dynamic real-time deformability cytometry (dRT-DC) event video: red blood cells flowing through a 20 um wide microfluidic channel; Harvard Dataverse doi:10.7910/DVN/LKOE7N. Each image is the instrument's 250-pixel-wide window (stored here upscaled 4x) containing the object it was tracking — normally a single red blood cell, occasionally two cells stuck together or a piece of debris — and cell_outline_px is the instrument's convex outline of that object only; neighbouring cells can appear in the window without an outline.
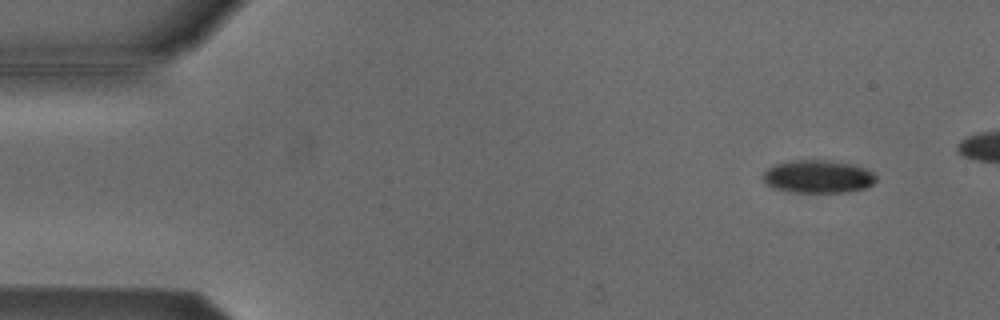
{"species": "Egyptian fruit bat (a non-hibernating species)", "species_latin": "Rousettus aegyptiacus", "temperature_condition": "cold", "stored_images_in_passage": 6, "camera_frame_rate_fps": 3000, "um_per_image_px": 0.085, "animal": {"sex": "male"}, "frame": {"image": 1, "passage_image": 2, "time_ms": 0.333, "image_size_px": [1000, 320], "cell_outline_px": [[876, 180], [872, 184], [864, 188], [848, 192], [792, 192], [772, 188], [764, 180], [764, 172], [768, 168], [776, 164], [788, 160], [828, 160], [852, 164], [864, 168], [872, 172], [876, 176]], "centroid_in_image_um": [69.53, 15.0], "position_along_channel_um": 15.5, "area_um2": 21.62}}